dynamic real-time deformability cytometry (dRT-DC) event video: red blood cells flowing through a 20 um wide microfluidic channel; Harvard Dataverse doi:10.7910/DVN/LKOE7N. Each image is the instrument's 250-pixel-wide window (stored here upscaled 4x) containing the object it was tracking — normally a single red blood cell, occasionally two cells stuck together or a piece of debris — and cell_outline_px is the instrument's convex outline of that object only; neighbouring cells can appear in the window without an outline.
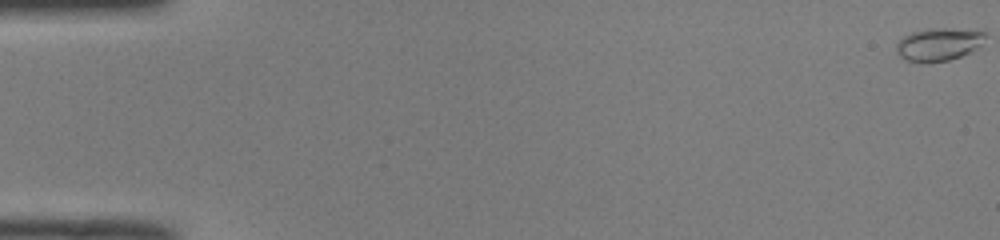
{"species": "common noctule bat (a hibernating species)", "species_latin": "Nyctalus noctula", "temperature_condition": "room temperature", "stored_images_in_passage": 52, "camera_frame_rate_fps": 3000, "um_per_image_px": 0.085, "animal": {"sex": "male", "body_mass_g": 19.0, "forearm_length_mm": 50.8}, "frame": {"image": 1, "passage_image": 1, "time_ms": 0.0, "image_size_px": [1000, 240], "cell_outline_px": [[984, 36], [980, 48], [972, 52], [948, 60], [908, 60], [900, 56], [896, 52], [896, 44], [904, 36], [912, 32], [928, 28], [944, 28], [984, 32]], "centroid_in_image_um": [79.79, 3.74], "position_along_channel_um": 5.2, "area_um2": 16.42}}
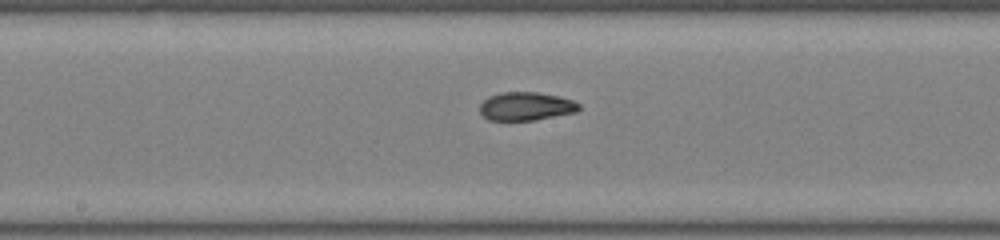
{"frame": {"image": 2, "passage_image": 28, "time_ms": 9.0, "image_size_px": [1000, 240], "cell_outline_px": [[580, 108], [576, 112], [532, 120], [488, 120], [480, 112], [480, 104], [488, 96], [500, 92], [536, 92], [560, 96], [572, 100], [580, 104]], "centroid_in_image_um": [44.7, 9.02], "position_along_channel_um": 203.5, "area_um2": 16.36}}
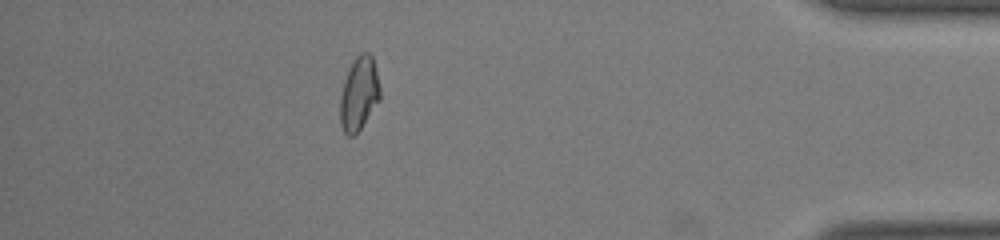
{"frame": {"image": 3, "passage_image": 46, "time_ms": 15.0, "image_size_px": [1000, 240], "cell_outline_px": [[380, 100], [356, 136], [348, 136], [344, 132], [340, 124], [340, 96], [344, 80], [352, 60], [360, 52], [368, 52], [372, 56], [380, 84]], "centroid_in_image_um": [30.52, 7.98], "position_along_channel_um": 404.7, "area_um2": 17.46}, "authors_computed_cell_mechanics": {"area_um2": 16.7909, "velocity_mm_per_s": 4.0707, "shape_relaxation_time_tau1_ms": 8.5282, "shape_relaxation_time_tau2_ms": 1.6854, "deformation_change_tau1": 0.2492, "deformation_change_tau2": 0.0454}}